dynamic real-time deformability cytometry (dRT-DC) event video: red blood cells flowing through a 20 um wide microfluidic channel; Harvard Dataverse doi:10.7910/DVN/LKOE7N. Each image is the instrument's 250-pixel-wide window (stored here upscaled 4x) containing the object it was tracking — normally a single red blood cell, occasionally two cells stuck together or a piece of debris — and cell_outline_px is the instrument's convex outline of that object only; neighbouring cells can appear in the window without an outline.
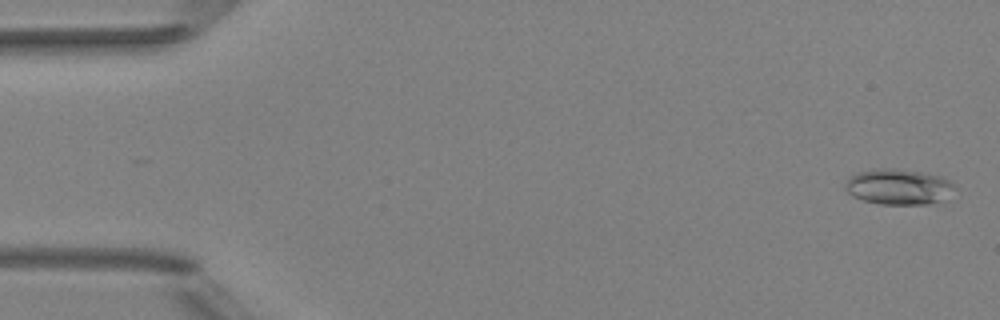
{"species": "Egyptian fruit bat (a non-hibernating species)", "species_latin": "Rousettus aegyptiacus", "temperature_condition": "room temperature", "stored_images_in_passage": 4, "camera_frame_rate_fps": 3000, "um_per_image_px": 0.085, "animal": {"sex": "female"}, "frame": {"image": 1, "passage_image": 1, "time_ms": 0.0, "image_size_px": [1000, 320], "cell_outline_px": [[960, 188], [940, 200], [928, 204], [880, 204], [864, 200], [852, 196], [844, 188], [844, 184], [856, 172], [880, 168], [892, 168], [920, 172], [940, 176], [948, 180]], "centroid_in_image_um": [76.38, 15.87], "position_along_channel_um": 8.6, "area_um2": 22.66}}
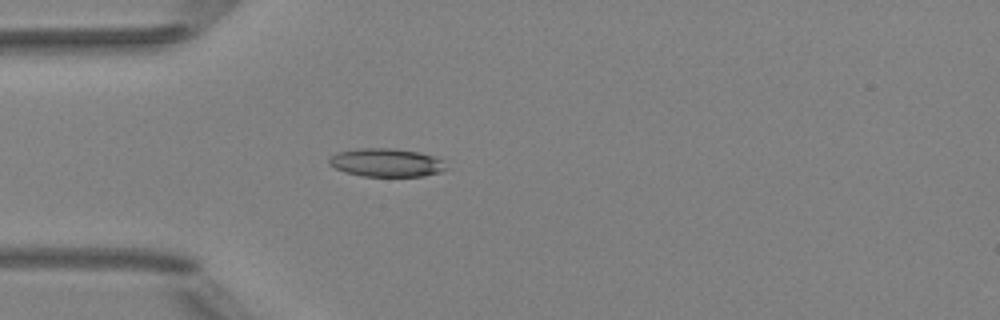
{"frame": {"image": 2, "passage_image": 4, "time_ms": 4.333, "image_size_px": [1000, 320], "cell_outline_px": [[448, 168], [440, 172], [424, 176], [360, 176], [344, 172], [328, 164], [328, 160], [336, 152], [360, 148], [392, 148], [420, 152], [444, 160]], "centroid_in_image_um": [32.85, 13.82], "position_along_channel_um": 52.2, "area_um2": 19.48}}